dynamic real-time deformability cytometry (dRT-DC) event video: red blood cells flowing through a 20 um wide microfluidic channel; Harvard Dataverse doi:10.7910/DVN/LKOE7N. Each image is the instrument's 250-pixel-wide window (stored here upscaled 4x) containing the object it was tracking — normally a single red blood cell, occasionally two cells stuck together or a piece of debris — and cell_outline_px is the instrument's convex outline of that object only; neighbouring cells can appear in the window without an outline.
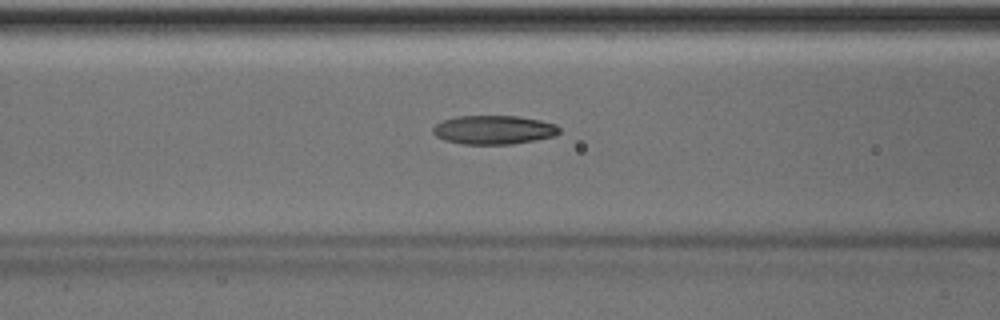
{"species": "Egyptian fruit bat (a non-hibernating species)", "species_latin": "Rousettus aegyptiacus", "temperature_condition": "room temperature", "stored_images_in_passage": 29, "camera_frame_rate_fps": 3000, "um_per_image_px": 0.085, "animal": {"sex": "male"}, "frame": {"image": 1, "passage_image": 9, "time_ms": 2.667, "image_size_px": [1000, 320], "cell_outline_px": [[560, 132], [556, 136], [536, 140], [512, 144], [464, 144], [444, 140], [436, 136], [432, 132], [432, 128], [436, 124], [444, 120], [456, 116], [516, 116], [540, 120], [556, 124], [560, 128]], "centroid_in_image_um": [41.98, 11.04], "position_along_channel_um": 124.6, "area_um2": 21.33}}